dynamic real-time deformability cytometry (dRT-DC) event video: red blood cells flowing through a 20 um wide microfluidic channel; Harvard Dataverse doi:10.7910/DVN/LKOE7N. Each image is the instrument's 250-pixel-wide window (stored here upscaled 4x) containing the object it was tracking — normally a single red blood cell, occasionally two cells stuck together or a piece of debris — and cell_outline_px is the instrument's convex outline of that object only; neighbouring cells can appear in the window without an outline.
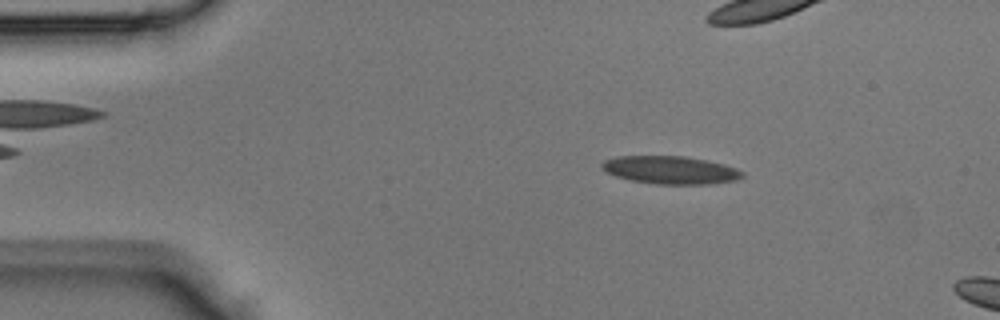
{"species": "Egyptian fruit bat (a non-hibernating species)", "species_latin": "Rousettus aegyptiacus", "temperature_condition": "room temperature", "stored_images_in_passage": 9, "camera_frame_rate_fps": 3000, "um_per_image_px": 0.085, "animal": {"sex": "male"}, "frame": {"image": 1, "passage_image": 6, "time_ms": 1.667, "image_size_px": [1000, 320], "cell_outline_px": [[744, 176], [736, 180], [704, 184], [656, 184], [632, 180], [616, 176], [600, 168], [600, 164], [604, 160], [620, 156], [684, 156], [708, 160], [724, 164], [736, 168], [744, 172]], "centroid_in_image_um": [57.0, 14.44], "position_along_channel_um": 28.0, "area_um2": 22.77}}